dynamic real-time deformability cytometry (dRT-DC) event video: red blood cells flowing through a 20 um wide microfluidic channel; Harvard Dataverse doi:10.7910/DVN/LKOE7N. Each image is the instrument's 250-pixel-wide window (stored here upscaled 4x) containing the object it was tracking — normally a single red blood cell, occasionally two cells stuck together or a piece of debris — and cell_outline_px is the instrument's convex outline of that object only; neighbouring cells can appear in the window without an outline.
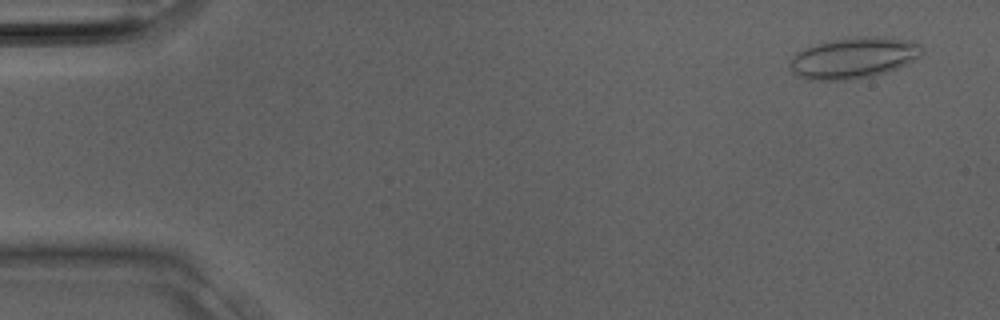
{"species": "Egyptian fruit bat (a non-hibernating species)", "species_latin": "Rousettus aegyptiacus", "temperature_condition": "room temperature", "stored_images_in_passage": 7, "camera_frame_rate_fps": 3000, "um_per_image_px": 0.085, "animal": {"sex": "male"}, "frame": {"image": 1, "passage_image": 2, "time_ms": 0.333, "image_size_px": [1000, 320], "cell_outline_px": [[924, 52], [920, 56], [908, 64], [872, 76], [848, 80], [808, 80], [796, 76], [792, 72], [788, 64], [792, 56], [796, 52], [816, 44], [832, 40], [856, 36], [884, 36], [908, 40], [920, 44]], "centroid_in_image_um": [72.54, 4.91], "position_along_channel_um": 12.5, "area_um2": 31.91}}